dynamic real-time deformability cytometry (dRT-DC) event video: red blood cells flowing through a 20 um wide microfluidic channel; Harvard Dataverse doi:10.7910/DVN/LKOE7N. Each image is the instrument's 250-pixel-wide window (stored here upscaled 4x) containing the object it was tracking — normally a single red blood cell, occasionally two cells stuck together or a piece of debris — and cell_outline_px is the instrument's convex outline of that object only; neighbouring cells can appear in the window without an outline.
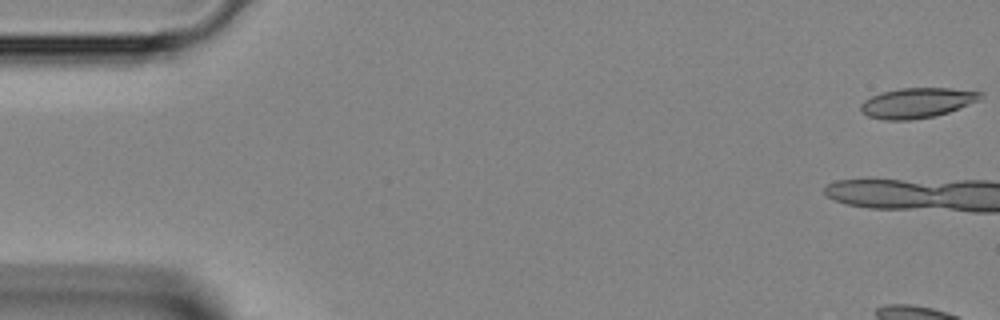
{"species": "Egyptian fruit bat (a non-hibernating species)", "species_latin": "Rousettus aegyptiacus", "temperature_condition": "room temperature", "stored_images_in_passage": 14, "camera_frame_rate_fps": 3000, "um_per_image_px": 0.085, "animal": {"sex": "female"}, "frame": {"image": 1, "passage_image": 1, "time_ms": 0.0, "image_size_px": [1000, 320], "cell_outline_px": [[984, 96], [980, 100], [948, 112], [936, 116], [912, 120], [884, 120], [868, 116], [860, 112], [860, 104], [864, 100], [880, 92], [900, 88], [952, 88], [984, 92]], "centroid_in_image_um": [77.95, 8.74], "position_along_channel_um": 7.0, "area_um2": 21.27}}